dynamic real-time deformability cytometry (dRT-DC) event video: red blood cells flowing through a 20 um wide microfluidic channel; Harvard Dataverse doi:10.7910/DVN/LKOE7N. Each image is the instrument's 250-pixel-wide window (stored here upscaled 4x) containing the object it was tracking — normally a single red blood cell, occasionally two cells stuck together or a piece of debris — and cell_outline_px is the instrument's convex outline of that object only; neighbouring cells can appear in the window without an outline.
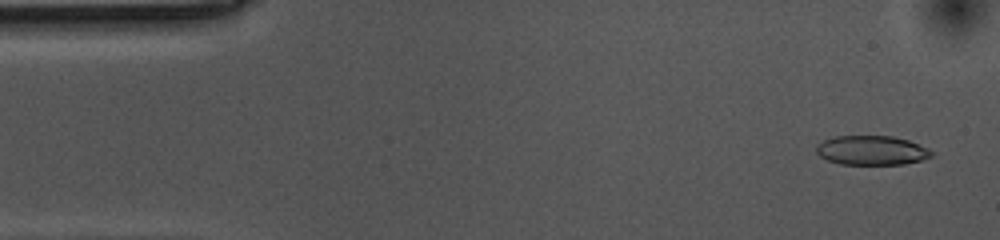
{"species": "common noctule bat (a hibernating species)", "species_latin": "Nyctalus noctula", "temperature_condition": "cold", "stored_images_in_passage": 54, "camera_frame_rate_fps": 3000, "um_per_image_px": 0.085, "animal": {"sex": "female", "body_mass_g": 10.0, "forearm_length_mm": 53.1}, "frame": {"image": 1, "passage_image": 2, "time_ms": 0.333, "image_size_px": [1000, 240], "cell_outline_px": [[936, 152], [932, 156], [920, 160], [904, 164], [840, 164], [828, 160], [820, 156], [816, 152], [816, 144], [824, 140], [836, 136], [892, 136], [908, 140], [928, 148]], "centroid_in_image_um": [74.1, 12.78], "position_along_channel_um": 10.9, "area_um2": 19.71}}
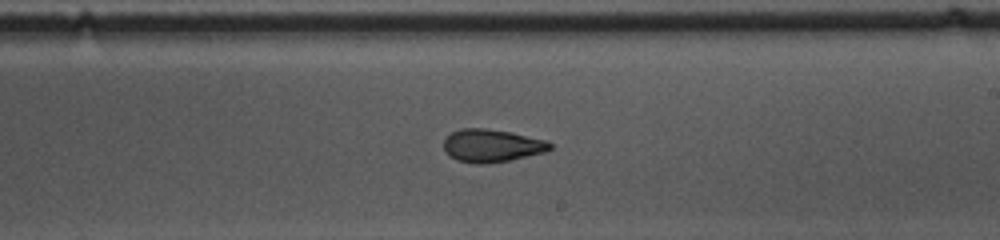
{"frame": {"image": 2, "passage_image": 30, "time_ms": 9.667, "image_size_px": [1000, 240], "cell_outline_px": [[552, 148], [544, 152], [508, 160], [484, 164], [476, 164], [456, 160], [448, 156], [444, 152], [444, 140], [452, 132], [460, 128], [484, 128], [512, 132], [548, 140], [552, 144]], "centroid_in_image_um": [41.78, 12.37], "position_along_channel_um": 247.2, "area_um2": 20.46}}
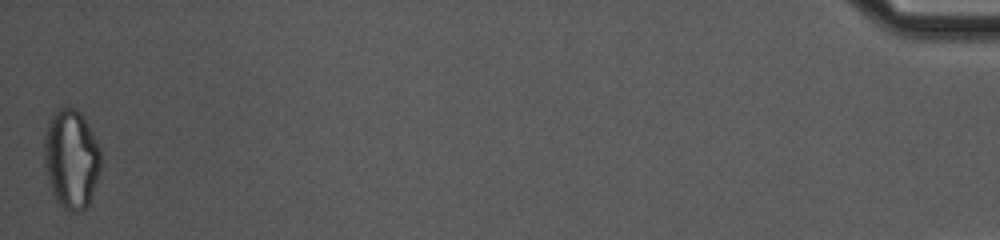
{"frame": {"image": 3, "passage_image": 54, "time_ms": 17.667, "image_size_px": [1000, 240], "cell_outline_px": [[100, 172], [88, 204], [80, 212], [68, 212], [56, 200], [52, 192], [48, 180], [44, 164], [44, 140], [48, 124], [52, 112], [56, 108], [76, 108], [80, 112], [88, 124], [100, 148]], "centroid_in_image_um": [6.05, 13.5], "position_along_channel_um": 429.2, "area_um2": 32.77}, "authors_computed_cell_mechanics": {"area_um2": 21.1837, "velocity_mm_per_s": 3.5538, "shape_relaxation_time_tau1_ms": null, "shape_relaxation_time_tau2_ms": 3.0389, "deformation_change_tau1": null, "deformation_change_tau2": 0.0994}}